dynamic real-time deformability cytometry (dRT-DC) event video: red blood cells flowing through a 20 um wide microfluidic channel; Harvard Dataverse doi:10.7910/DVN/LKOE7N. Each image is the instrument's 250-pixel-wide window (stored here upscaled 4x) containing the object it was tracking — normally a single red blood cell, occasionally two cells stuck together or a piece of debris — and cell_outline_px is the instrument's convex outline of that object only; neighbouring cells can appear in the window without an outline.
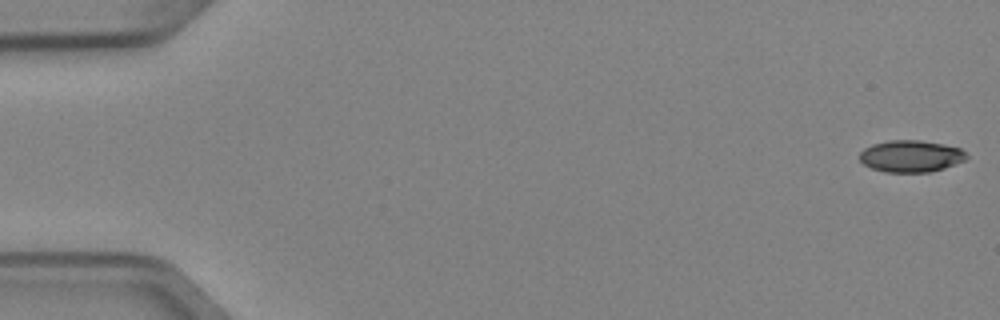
{"species": "Egyptian fruit bat (a non-hibernating species)", "species_latin": "Rousettus aegyptiacus", "temperature_condition": "cold", "stored_images_in_passage": 52, "camera_frame_rate_fps": 3000, "um_per_image_px": 0.085, "animal": {"sex": "female"}, "frame": {"image": 1, "passage_image": 1, "time_ms": 0.0, "image_size_px": [1000, 320], "cell_outline_px": [[968, 156], [964, 160], [944, 168], [928, 172], [884, 172], [872, 168], [864, 164], [860, 160], [860, 152], [864, 148], [872, 144], [888, 140], [920, 140], [944, 144], [960, 148]], "centroid_in_image_um": [77.4, 13.26], "position_along_channel_um": 7.6, "area_um2": 19.77}}
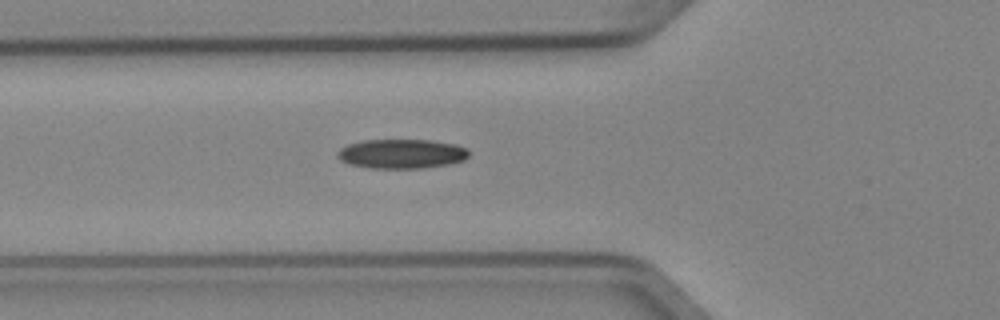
{"frame": {"image": 2, "passage_image": 19, "time_ms": 6.0, "image_size_px": [1000, 320], "cell_outline_px": [[468, 156], [464, 160], [448, 164], [420, 168], [368, 168], [348, 164], [340, 160], [336, 156], [336, 152], [340, 148], [348, 144], [364, 140], [432, 140], [456, 144], [468, 148]], "centroid_in_image_um": [34.11, 13.07], "position_along_channel_um": 91.7, "area_um2": 22.66}}
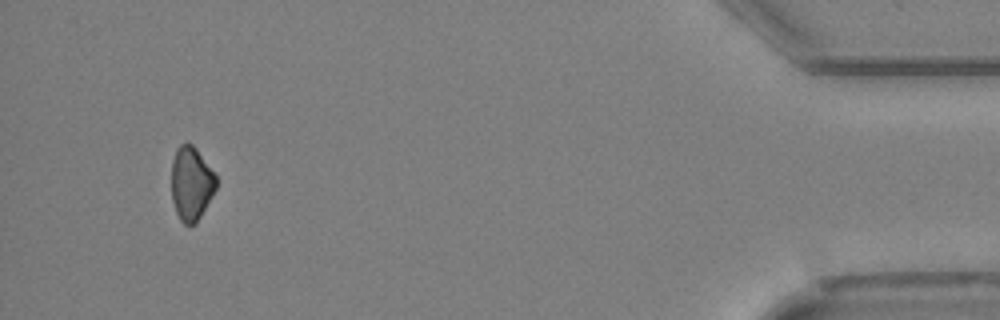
{"frame": {"image": 3, "passage_image": 49, "time_ms": 16.0, "image_size_px": [1000, 320], "cell_outline_px": [[216, 188], [212, 196], [196, 224], [184, 224], [180, 220], [176, 212], [172, 200], [172, 160], [176, 148], [180, 144], [192, 144], [196, 148], [216, 176]], "centroid_in_image_um": [16.24, 15.6], "position_along_channel_um": 419.0, "area_um2": 19.07}, "authors_computed_cell_mechanics": {"area_um2": 20.6924, "velocity_mm_per_s": 3.9892, "shape_relaxation_time_tau1_ms": 5.6397, "shape_relaxation_time_tau2_ms": null, "deformation_change_tau1": 0.1004, "deformation_change_tau2": null}}